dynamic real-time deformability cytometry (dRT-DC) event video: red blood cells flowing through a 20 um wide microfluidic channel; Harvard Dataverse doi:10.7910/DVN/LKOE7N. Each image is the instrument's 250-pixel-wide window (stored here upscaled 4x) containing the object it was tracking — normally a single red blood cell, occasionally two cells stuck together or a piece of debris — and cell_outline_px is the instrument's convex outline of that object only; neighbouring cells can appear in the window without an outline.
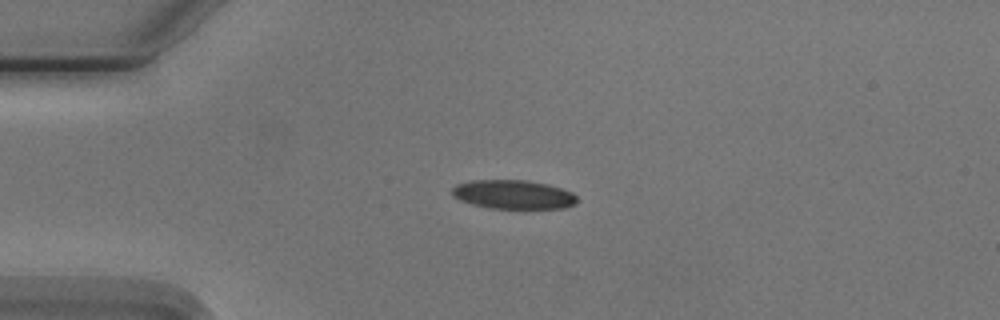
{"species": "Egyptian fruit bat (a non-hibernating species)", "species_latin": "Rousettus aegyptiacus", "temperature_condition": "cold", "stored_images_in_passage": 2, "camera_frame_rate_fps": 3000, "um_per_image_px": 0.085, "animal": {"sex": "male"}, "frame": {"image": 1, "passage_image": 1, "time_ms": 0.0, "image_size_px": [1000, 320], "cell_outline_px": [[576, 204], [564, 208], [488, 208], [472, 204], [460, 200], [452, 196], [452, 188], [456, 184], [472, 180], [528, 180], [548, 184], [572, 192], [576, 196]], "centroid_in_image_um": [43.61, 16.53], "position_along_channel_um": 41.4, "area_um2": 21.1}}